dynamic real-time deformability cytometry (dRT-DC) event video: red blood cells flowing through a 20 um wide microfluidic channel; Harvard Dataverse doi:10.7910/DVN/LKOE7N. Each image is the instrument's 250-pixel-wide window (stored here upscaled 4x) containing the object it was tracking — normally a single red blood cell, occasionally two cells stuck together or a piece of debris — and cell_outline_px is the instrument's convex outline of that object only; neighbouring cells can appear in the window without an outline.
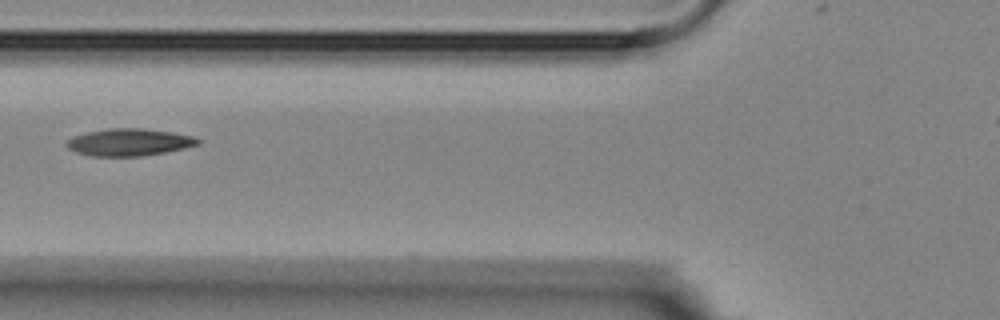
{"species": "Egyptian fruit bat (a non-hibernating species)", "species_latin": "Rousettus aegyptiacus", "temperature_condition": "room temperature", "stored_images_in_passage": 3, "camera_frame_rate_fps": 3000, "um_per_image_px": 0.085, "animal": {"sex": "female"}, "frame": {"image": 1, "passage_image": 3, "time_ms": 2.0, "image_size_px": [1000, 320], "cell_outline_px": [[204, 140], [200, 144], [184, 148], [164, 152], [140, 156], [92, 156], [76, 152], [68, 148], [64, 144], [72, 136], [88, 132], [108, 128], [140, 128], [172, 132], [192, 136]], "centroid_in_image_um": [10.98, 12.08], "position_along_channel_um": 114.8, "area_um2": 20.81}}